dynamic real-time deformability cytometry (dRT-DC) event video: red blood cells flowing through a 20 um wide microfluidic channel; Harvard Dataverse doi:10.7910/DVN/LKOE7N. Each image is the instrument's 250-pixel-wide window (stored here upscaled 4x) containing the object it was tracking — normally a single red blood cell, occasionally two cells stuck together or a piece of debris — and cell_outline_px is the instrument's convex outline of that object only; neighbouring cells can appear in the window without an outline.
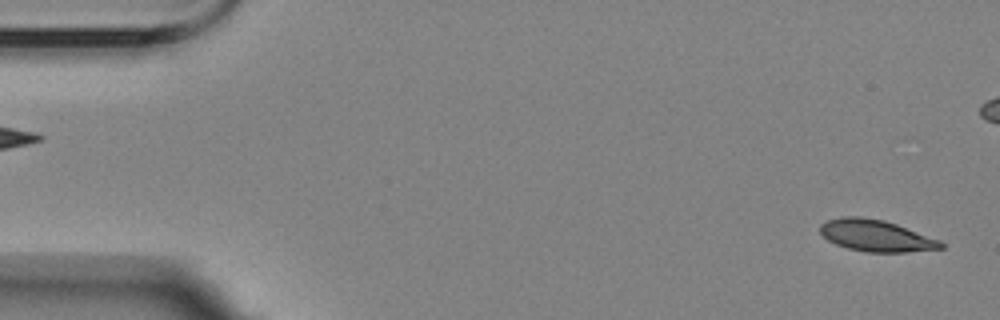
{"species": "Egyptian fruit bat (a non-hibernating species)", "species_latin": "Rousettus aegyptiacus", "temperature_condition": "room temperature", "stored_images_in_passage": 3, "camera_frame_rate_fps": 3000, "um_per_image_px": 0.085, "animal": {"sex": "female"}, "frame": {"image": 1, "passage_image": 1, "time_ms": 0.0, "image_size_px": [1000, 320], "cell_outline_px": [[944, 248], [908, 252], [868, 252], [848, 248], [836, 244], [828, 240], [820, 232], [820, 224], [828, 220], [840, 216], [860, 216], [884, 220], [896, 224], [940, 240], [944, 244]], "centroid_in_image_um": [74.46, 20.02], "position_along_channel_um": 10.5, "area_um2": 22.2}}